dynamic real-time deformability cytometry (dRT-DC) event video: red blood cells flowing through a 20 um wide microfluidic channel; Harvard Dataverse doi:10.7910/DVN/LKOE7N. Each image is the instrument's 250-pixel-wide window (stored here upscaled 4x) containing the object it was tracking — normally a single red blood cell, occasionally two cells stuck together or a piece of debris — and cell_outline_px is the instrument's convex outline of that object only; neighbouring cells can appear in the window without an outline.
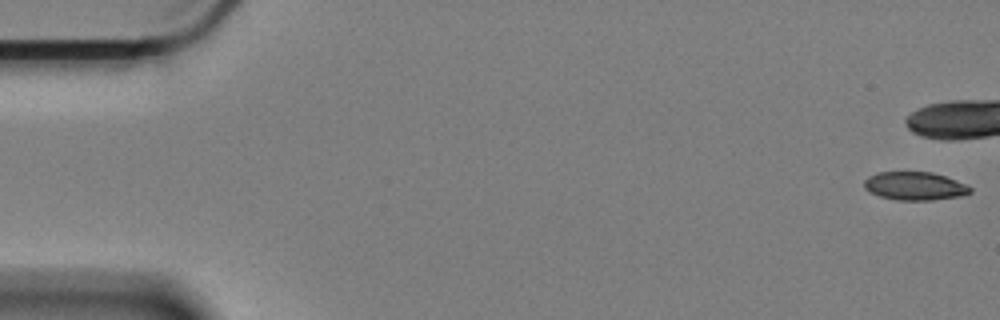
{"species": "Egyptian fruit bat (a non-hibernating species)", "species_latin": "Rousettus aegyptiacus", "temperature_condition": "cold", "stored_images_in_passage": 47, "camera_frame_rate_fps": 3000, "um_per_image_px": 0.085, "animal": {"sex": "female"}, "frame": {"image": 1, "passage_image": 1, "time_ms": 0.0, "image_size_px": [1000, 320], "cell_outline_px": [[972, 192], [960, 196], [932, 200], [896, 200], [880, 196], [864, 188], [864, 180], [868, 176], [876, 172], [932, 172], [968, 184], [972, 188]], "centroid_in_image_um": [77.77, 15.81], "position_along_channel_um": 7.2, "area_um2": 17.51}}
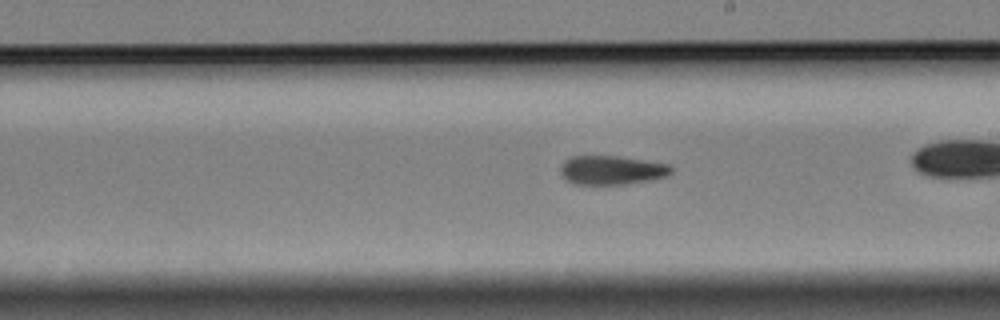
{"frame": {"image": 2, "passage_image": 34, "time_ms": 11.0, "image_size_px": [1000, 320], "cell_outline_px": [[672, 172], [664, 176], [648, 180], [624, 184], [572, 184], [560, 172], [560, 168], [564, 160], [572, 156], [620, 156], [668, 164], [672, 168]], "centroid_in_image_um": [51.96, 14.45], "position_along_channel_um": 237.0, "area_um2": 18.5}}
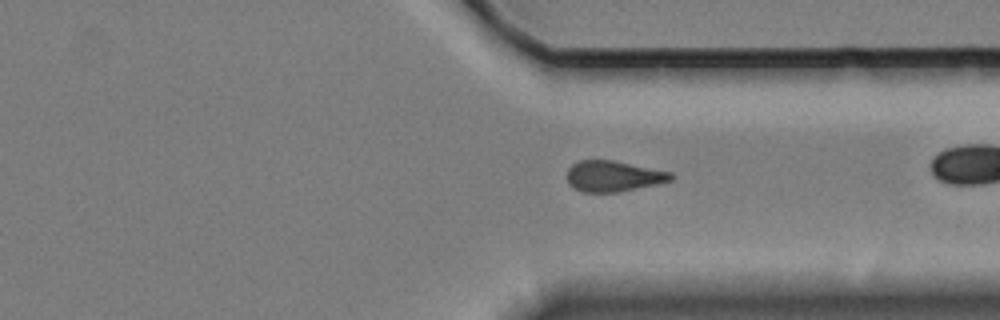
{"frame": {"image": 3, "passage_image": 45, "time_ms": 14.667, "image_size_px": [1000, 320], "cell_outline_px": [[672, 180], [616, 192], [580, 192], [568, 184], [568, 168], [572, 164], [580, 160], [612, 160], [672, 172]], "centroid_in_image_um": [52.08, 14.97], "position_along_channel_um": 359.3, "area_um2": 18.38}}